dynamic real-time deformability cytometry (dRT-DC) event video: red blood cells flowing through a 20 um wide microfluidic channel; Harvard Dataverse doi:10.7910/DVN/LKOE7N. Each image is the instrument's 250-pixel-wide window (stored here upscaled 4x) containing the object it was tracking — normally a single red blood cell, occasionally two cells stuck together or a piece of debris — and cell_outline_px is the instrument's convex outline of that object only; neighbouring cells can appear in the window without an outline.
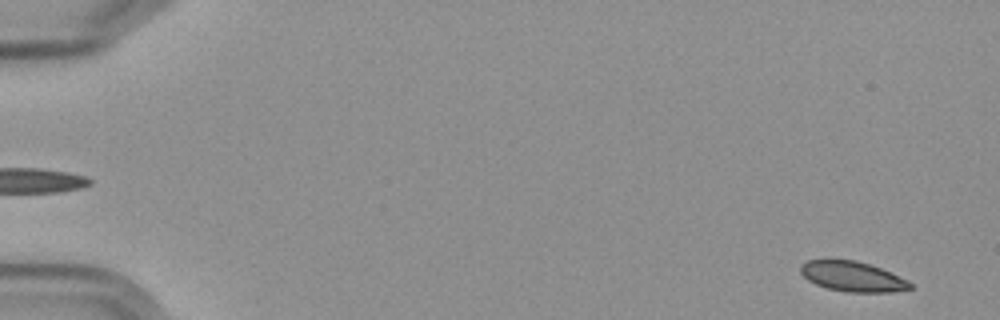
{"species": "Egyptian fruit bat (a non-hibernating species)", "species_latin": "Rousettus aegyptiacus", "temperature_condition": "cold", "stored_images_in_passage": 2, "segment_of_instrument_passage": [2, 2], "camera_frame_rate_fps": 3000, "um_per_image_px": 0.085, "frame": {"image": 1, "passage_image": 2, "time_ms": 1.333, "image_size_px": [1000, 320], "cell_outline_px": [[912, 288], [892, 292], [848, 292], [828, 288], [816, 284], [808, 280], [800, 272], [800, 264], [808, 260], [824, 256], [856, 260], [880, 268], [908, 280], [912, 284]], "centroid_in_image_um": [72.38, 23.45], "position_along_channel_um": 12.6, "area_um2": 19.71}}